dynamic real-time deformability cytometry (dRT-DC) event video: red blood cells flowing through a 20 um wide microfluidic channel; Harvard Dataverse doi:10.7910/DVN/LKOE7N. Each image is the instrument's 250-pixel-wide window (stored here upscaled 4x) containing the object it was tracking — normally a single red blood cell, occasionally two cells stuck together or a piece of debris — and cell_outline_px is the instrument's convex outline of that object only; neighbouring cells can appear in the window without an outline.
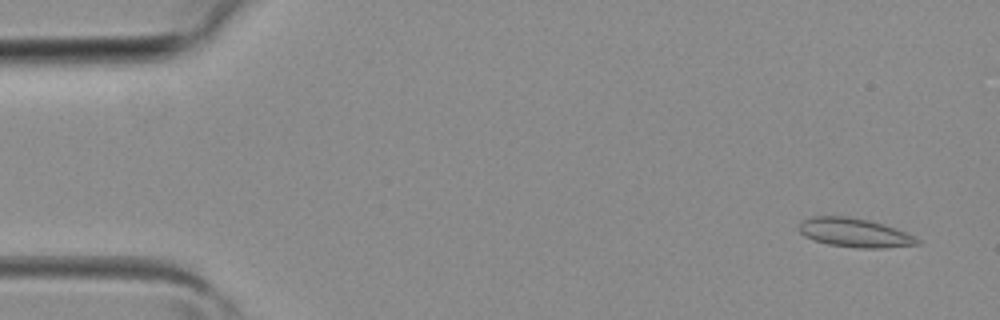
{"species": "common noctule bat (a hibernating species)", "species_latin": "Nyctalus noctula", "temperature_condition": "room temperature", "stored_images_in_passage": 3, "camera_frame_rate_fps": 3000, "um_per_image_px": 0.085, "animal": {"sex": "female", "body_mass_g": 19.3, "forearm_length_mm": 54.1}, "frame": {"image": 1, "passage_image": 3, "time_ms": 0.667, "image_size_px": [1000, 320], "cell_outline_px": [[920, 244], [884, 248], [856, 248], [828, 244], [804, 236], [796, 228], [800, 220], [812, 216], [848, 216], [868, 220], [884, 224], [896, 228], [920, 240]], "centroid_in_image_um": [72.58, 19.77], "position_along_channel_um": 12.4, "area_um2": 20.06}}